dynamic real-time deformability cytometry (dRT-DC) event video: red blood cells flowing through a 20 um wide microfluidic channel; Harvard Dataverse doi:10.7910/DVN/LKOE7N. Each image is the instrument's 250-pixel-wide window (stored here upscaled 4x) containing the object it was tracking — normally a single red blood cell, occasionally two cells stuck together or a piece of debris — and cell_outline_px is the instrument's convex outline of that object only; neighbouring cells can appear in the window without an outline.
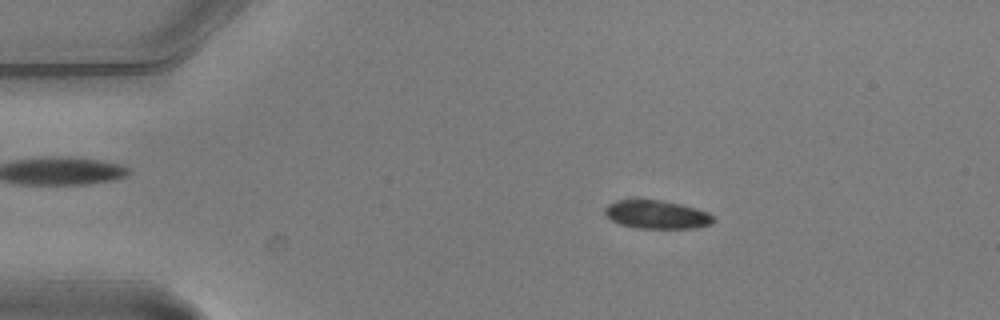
{"species": "common noctule bat (a hibernating species)", "species_latin": "Nyctalus noctula", "temperature_condition": "warm", "stored_images_in_passage": 5, "camera_frame_rate_fps": 3000, "um_per_image_px": 0.085, "animal": {"sex": "male", "body_mass_g": 20.5, "forearm_length_mm": 52.5}, "frame": {"image": 1, "passage_image": 2, "time_ms": 0.333, "image_size_px": [1000, 320], "cell_outline_px": [[716, 220], [712, 224], [696, 228], [640, 228], [620, 224], [604, 216], [604, 208], [608, 204], [616, 200], [660, 200], [680, 204], [696, 208], [708, 212], [716, 216]], "centroid_in_image_um": [55.85, 18.24], "position_along_channel_um": 29.1, "area_um2": 18.09}}
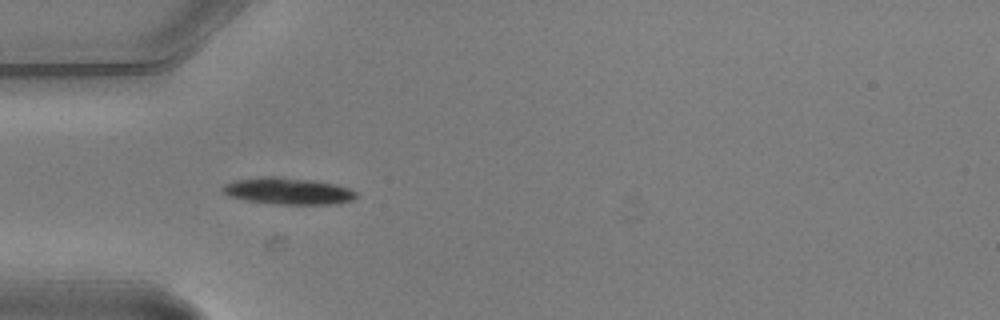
{"frame": {"image": 2, "passage_image": 4, "time_ms": 1.0, "image_size_px": [1000, 320], "cell_outline_px": [[356, 196], [352, 200], [336, 204], [276, 204], [244, 200], [228, 196], [220, 192], [220, 188], [224, 184], [236, 180], [260, 176], [276, 176], [316, 180], [336, 184], [352, 188], [356, 192]], "centroid_in_image_um": [24.46, 16.23], "position_along_channel_um": 60.5, "area_um2": 21.21}}
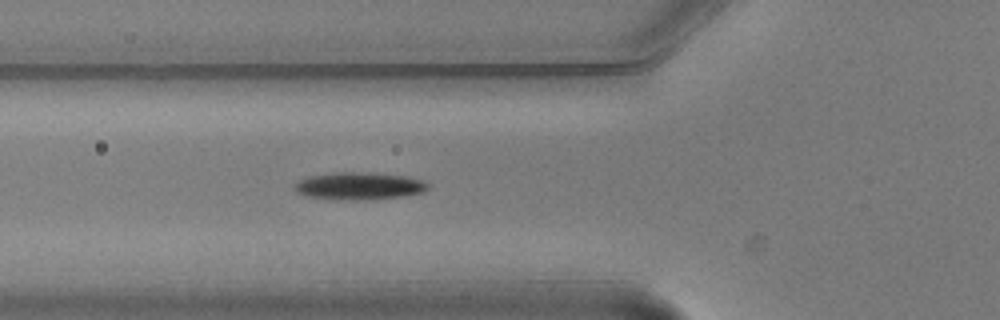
{"frame": {"image": 3, "passage_image": 5, "time_ms": 1.333, "image_size_px": [1000, 320], "cell_outline_px": [[428, 188], [424, 192], [400, 196], [372, 200], [352, 200], [304, 196], [296, 192], [292, 188], [300, 180], [308, 176], [336, 172], [368, 172], [408, 176], [424, 180], [428, 184]], "centroid_in_image_um": [30.54, 15.8], "position_along_channel_um": 95.3, "area_um2": 21.44}}